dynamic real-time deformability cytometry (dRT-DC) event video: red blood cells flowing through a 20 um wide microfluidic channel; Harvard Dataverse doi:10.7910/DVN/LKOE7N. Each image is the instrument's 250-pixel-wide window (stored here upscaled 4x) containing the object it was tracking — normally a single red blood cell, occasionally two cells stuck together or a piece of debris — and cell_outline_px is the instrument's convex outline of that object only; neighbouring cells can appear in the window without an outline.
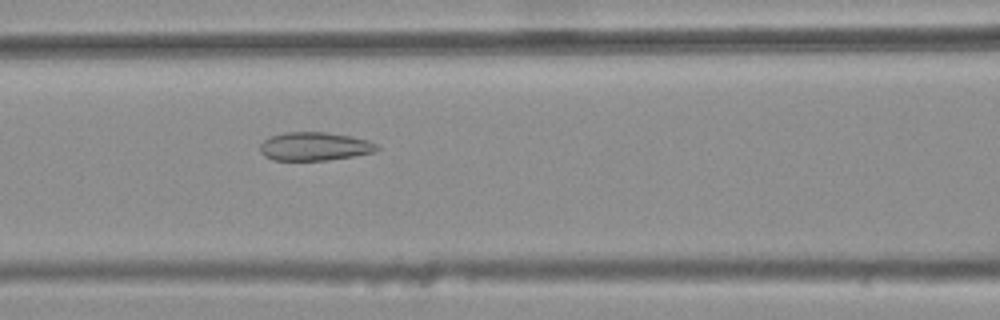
{"species": "common noctule bat (a hibernating species)", "species_latin": "Nyctalus noctula", "temperature_condition": "warm", "stored_images_in_passage": 37, "camera_frame_rate_fps": 3000, "um_per_image_px": 0.085, "animal": {"sex": "female", "body_mass_g": 25.1}, "frame": {"image": 1, "passage_image": 11, "time_ms": 3.333, "image_size_px": [1000, 320], "cell_outline_px": [[380, 148], [376, 152], [328, 160], [272, 160], [264, 156], [260, 152], [260, 144], [264, 140], [272, 136], [284, 132], [324, 132], [352, 136], [368, 140], [376, 144]], "centroid_in_image_um": [26.74, 12.44], "position_along_channel_um": 139.9, "area_um2": 19.42}}
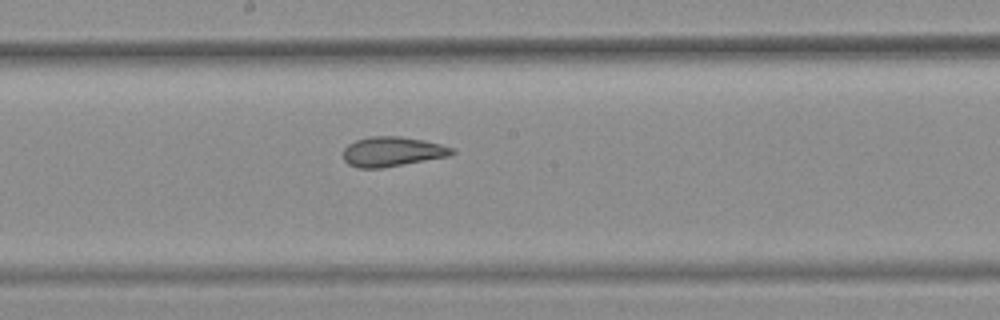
{"frame": {"image": 2, "passage_image": 17, "time_ms": 5.333, "image_size_px": [1000, 320], "cell_outline_px": [[456, 152], [452, 156], [380, 168], [360, 168], [348, 164], [344, 160], [344, 148], [348, 144], [356, 140], [372, 136], [400, 136], [424, 140], [456, 148]], "centroid_in_image_um": [33.4, 12.88], "position_along_channel_um": 214.8, "area_um2": 18.96}}
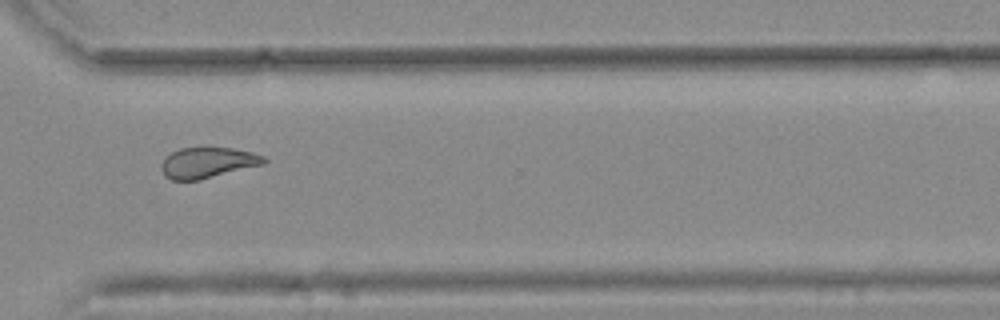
{"frame": {"image": 3, "passage_image": 28, "time_ms": 9.0, "image_size_px": [1000, 320], "cell_outline_px": [[268, 160], [264, 164], [200, 180], [172, 180], [164, 176], [160, 168], [160, 164], [172, 152], [180, 148], [232, 148], [252, 152], [264, 156]], "centroid_in_image_um": [17.65, 13.83], "position_along_channel_um": 352.9, "area_um2": 18.32}, "authors_computed_cell_mechanics": {"area_um2": 19.1318, "velocity_mm_per_s": 3.7566, "shape_relaxation_time_tau1_ms": null, "shape_relaxation_time_tau2_ms": 1.5809, "deformation_change_tau1": null, "deformation_change_tau2": 0.0929}}